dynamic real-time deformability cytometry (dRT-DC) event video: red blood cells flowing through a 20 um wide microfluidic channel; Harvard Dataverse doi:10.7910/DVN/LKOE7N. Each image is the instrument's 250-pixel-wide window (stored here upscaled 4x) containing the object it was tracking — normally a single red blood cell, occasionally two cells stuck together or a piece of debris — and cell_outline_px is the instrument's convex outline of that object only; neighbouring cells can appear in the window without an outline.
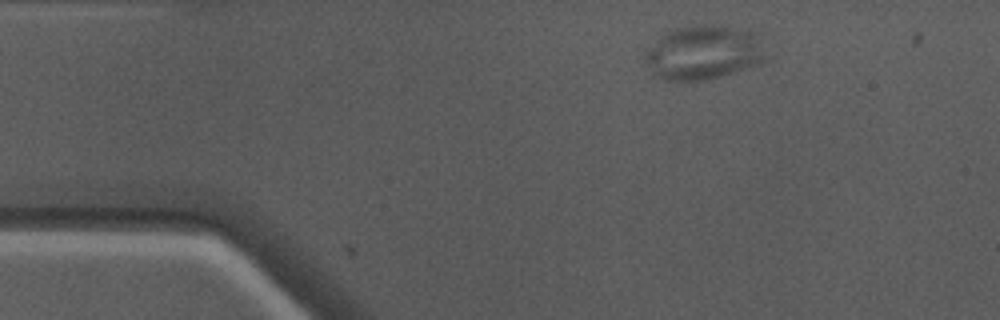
{"species": "Egyptian fruit bat (a non-hibernating species)", "species_latin": "Rousettus aegyptiacus", "temperature_condition": "warm", "stored_images_in_passage": 2, "camera_frame_rate_fps": 3000, "um_per_image_px": 0.085, "animal": {"sex": "male"}, "frame": {"image": 1, "passage_image": 2, "time_ms": 0.333, "image_size_px": [1000, 320], "cell_outline_px": [[772, 60], [720, 76], [704, 80], [668, 80], [652, 72], [644, 64], [644, 56], [660, 32], [680, 28], [704, 24], [728, 24], [760, 32]], "centroid_in_image_um": [59.94, 4.41], "position_along_channel_um": 25.1, "area_um2": 39.54}}